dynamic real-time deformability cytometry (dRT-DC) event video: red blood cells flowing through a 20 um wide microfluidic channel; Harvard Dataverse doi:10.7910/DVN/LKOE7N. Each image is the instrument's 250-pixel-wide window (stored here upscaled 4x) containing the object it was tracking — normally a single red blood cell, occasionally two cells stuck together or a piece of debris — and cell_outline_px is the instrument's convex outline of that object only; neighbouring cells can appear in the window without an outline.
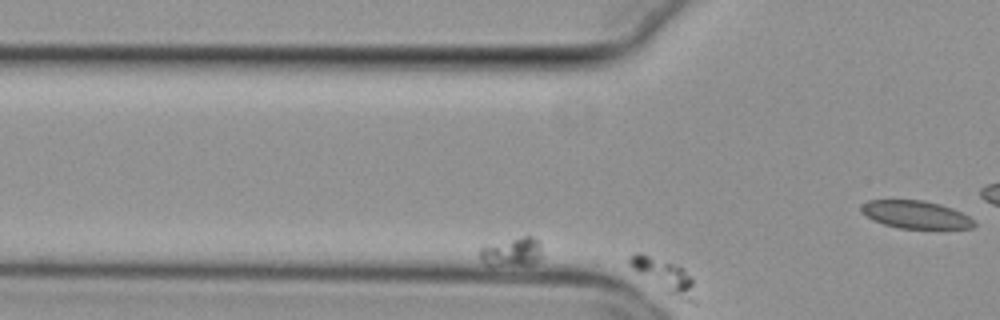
{"species": "common noctule bat (a hibernating species)", "species_latin": "Nyctalus noctula", "temperature_condition": "cold", "stored_images_in_passage": 5, "segment_of_instrument_passage": [2, 2], "camera_frame_rate_fps": 3000, "um_per_image_px": 0.085, "animal": {"sex": "female", "body_mass_g": 29.2, "forearm_length_mm": 56.3}, "frame": {"image": 1, "passage_image": 5, "time_ms": 1.333, "image_size_px": [1000, 320], "cell_outline_px": [[700, 300], [696, 304], [692, 304], [680, 300], [632, 268], [628, 264], [628, 256], [636, 252], [640, 252], [684, 268], [692, 276]], "centroid_in_image_um": [56.61, 23.49], "position_along_channel_um": 69.2, "area_um2": 12.89}}